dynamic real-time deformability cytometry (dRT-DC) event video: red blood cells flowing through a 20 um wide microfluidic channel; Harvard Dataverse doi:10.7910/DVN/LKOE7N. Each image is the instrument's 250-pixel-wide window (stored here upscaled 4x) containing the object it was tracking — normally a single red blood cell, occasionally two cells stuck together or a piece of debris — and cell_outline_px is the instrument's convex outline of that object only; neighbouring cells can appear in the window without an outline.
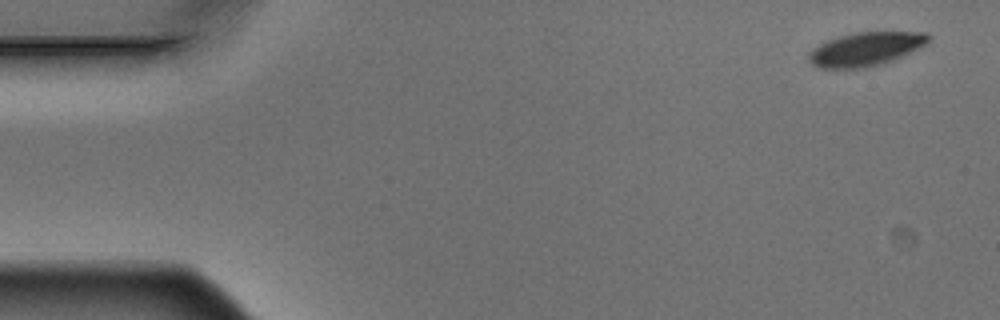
{"species": "Egyptian fruit bat (a non-hibernating species)", "species_latin": "Rousettus aegyptiacus", "temperature_condition": "warm", "stored_images_in_passage": 5, "segment_of_instrument_passage": [1, 2], "camera_frame_rate_fps": 3000, "um_per_image_px": 0.085, "animal": {"sex": "male"}, "frame": {"image": 1, "passage_image": 1, "time_ms": 0.0, "image_size_px": [1000, 320], "cell_outline_px": [[932, 36], [924, 44], [900, 56], [880, 64], [864, 68], [820, 68], [812, 64], [808, 60], [808, 52], [812, 48], [828, 40], [840, 36], [856, 32], [928, 32]], "centroid_in_image_um": [73.53, 4.16], "position_along_channel_um": 11.5, "area_um2": 23.12}}
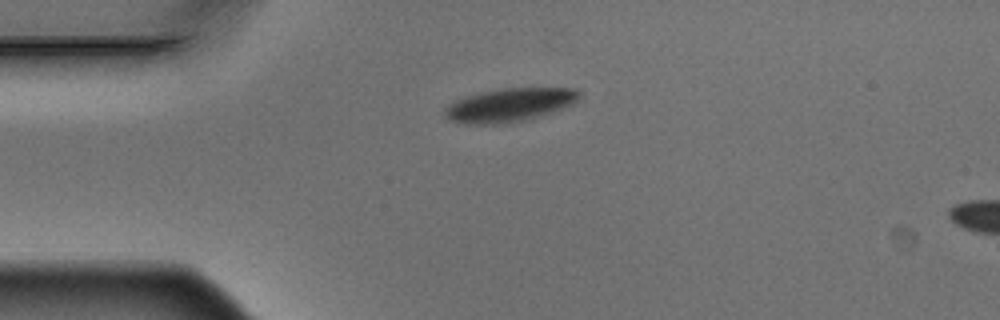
{"frame": {"image": 2, "passage_image": 4, "time_ms": 1.0, "image_size_px": [1000, 320], "cell_outline_px": [[580, 96], [572, 104], [552, 112], [520, 120], [496, 124], [464, 124], [452, 120], [444, 116], [444, 108], [448, 104], [456, 100], [480, 92], [504, 88], [572, 88], [580, 92]], "centroid_in_image_um": [43.27, 8.91], "position_along_channel_um": 41.7, "area_um2": 25.78}}